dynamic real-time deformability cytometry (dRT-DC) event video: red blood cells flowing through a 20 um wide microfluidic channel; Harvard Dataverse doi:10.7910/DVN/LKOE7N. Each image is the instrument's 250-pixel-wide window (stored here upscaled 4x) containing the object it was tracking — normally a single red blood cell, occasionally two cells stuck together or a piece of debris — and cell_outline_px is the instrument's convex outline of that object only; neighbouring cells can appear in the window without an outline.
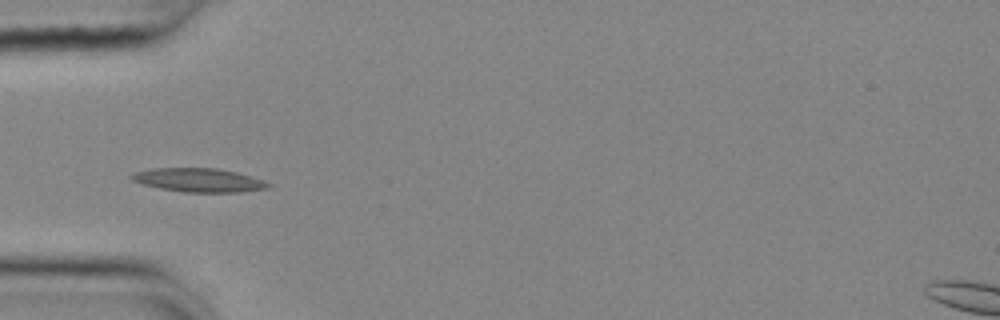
{"species": "common noctule bat (a hibernating species)", "species_latin": "Nyctalus noctula", "temperature_condition": "cold", "stored_images_in_passage": 38, "camera_frame_rate_fps": 3000, "um_per_image_px": 0.085, "animal": {"sex": "female", "body_mass_g": 25.1}, "frame": {"image": 1, "passage_image": 1, "time_ms": 0.0, "image_size_px": [1000, 320], "cell_outline_px": [[272, 184], [268, 188], [240, 192], [184, 192], [160, 188], [144, 184], [132, 180], [128, 176], [136, 172], [152, 168], [216, 168], [236, 172], [252, 176], [264, 180]], "centroid_in_image_um": [16.93, 15.3], "position_along_channel_um": 68.1, "area_um2": 18.84}}
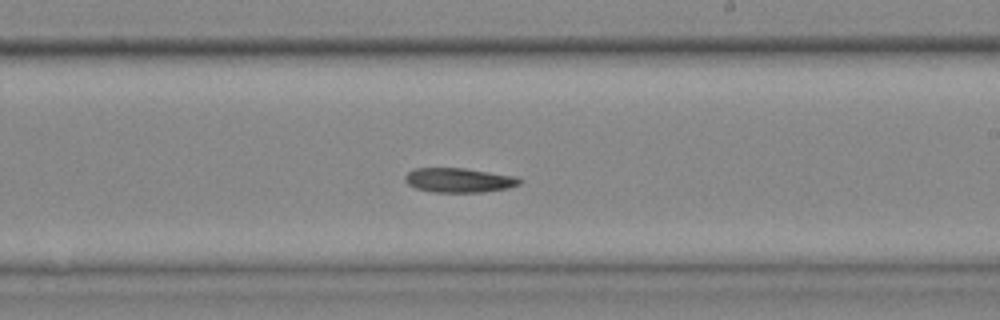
{"frame": {"image": 2, "passage_image": 16, "time_ms": 5.0, "image_size_px": [1000, 320], "cell_outline_px": [[524, 180], [520, 184], [508, 188], [480, 192], [432, 192], [416, 188], [408, 184], [404, 180], [404, 176], [412, 168], [464, 168], [516, 176]], "centroid_in_image_um": [39.01, 15.31], "position_along_channel_um": 250.0, "area_um2": 16.42}}
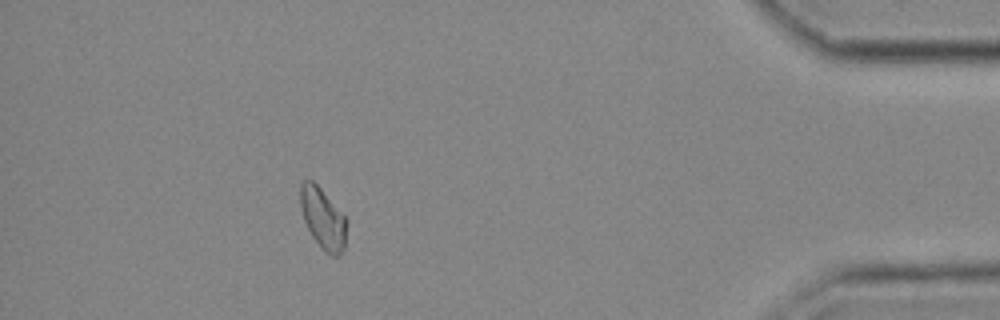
{"frame": {"image": 3, "passage_image": 33, "time_ms": 10.667, "image_size_px": [1000, 320], "cell_outline_px": [[348, 220], [344, 248], [340, 256], [332, 256], [324, 252], [312, 236], [304, 220], [300, 208], [300, 184], [304, 180], [312, 180], [320, 188]], "centroid_in_image_um": [27.45, 18.59], "position_along_channel_um": 407.7, "area_um2": 16.47}}